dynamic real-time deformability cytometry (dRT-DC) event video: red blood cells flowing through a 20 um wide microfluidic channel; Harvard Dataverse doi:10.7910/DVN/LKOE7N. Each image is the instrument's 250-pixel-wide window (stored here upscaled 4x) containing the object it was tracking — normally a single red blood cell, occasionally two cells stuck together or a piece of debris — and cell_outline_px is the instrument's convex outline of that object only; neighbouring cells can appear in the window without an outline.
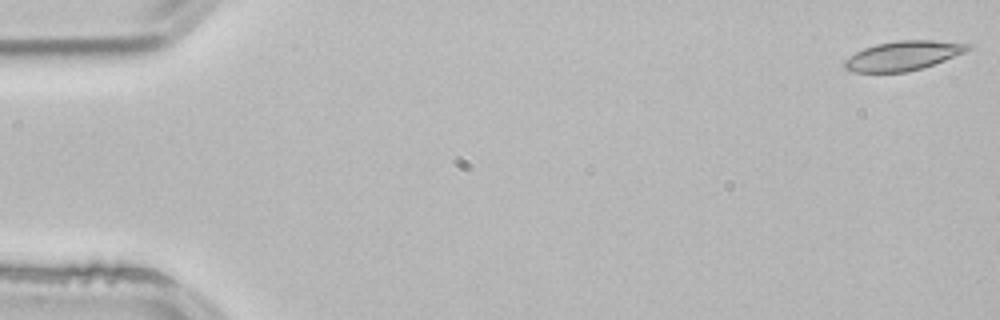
{"species": "common noctule bat (a hibernating species)", "species_latin": "Nyctalus noctula", "temperature_condition": "room temperature", "stored_images_in_passage": 3, "camera_frame_rate_fps": 3000, "um_per_image_px": 0.085, "animal": {"sex": "male", "body_mass_g": 21.5, "forearm_length_mm": 52.0}, "frame": {"image": 1, "passage_image": 1, "time_ms": 0.0, "image_size_px": [1000, 320], "cell_outline_px": [[972, 48], [964, 52], [944, 60], [908, 72], [852, 72], [844, 68], [844, 60], [848, 56], [864, 48], [876, 44], [896, 40], [932, 40], [972, 44]], "centroid_in_image_um": [76.73, 4.73], "position_along_channel_um": 8.3, "area_um2": 21.04}}
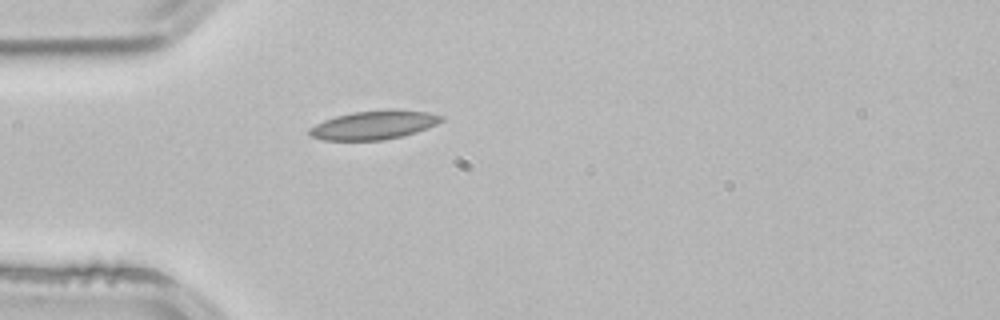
{"frame": {"image": 2, "passage_image": 3, "time_ms": 0.667, "image_size_px": [1000, 320], "cell_outline_px": [[444, 120], [436, 124], [416, 132], [384, 140], [324, 140], [312, 136], [308, 132], [308, 128], [324, 120], [336, 116], [352, 112], [388, 108], [396, 108], [428, 112], [444, 116]], "centroid_in_image_um": [31.81, 10.6], "position_along_channel_um": 53.2, "area_um2": 22.31}}